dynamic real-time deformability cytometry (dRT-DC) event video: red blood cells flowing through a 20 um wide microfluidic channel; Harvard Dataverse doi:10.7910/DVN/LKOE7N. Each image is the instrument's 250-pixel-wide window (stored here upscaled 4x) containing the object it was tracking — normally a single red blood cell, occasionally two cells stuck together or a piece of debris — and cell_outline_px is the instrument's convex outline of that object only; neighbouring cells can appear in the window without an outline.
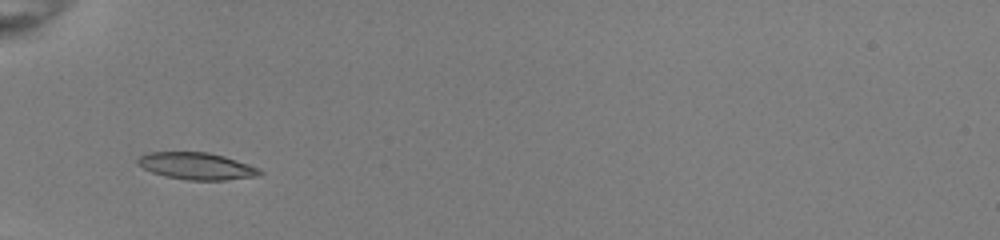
{"species": "common noctule bat (a hibernating species)", "species_latin": "Nyctalus noctula", "temperature_condition": "room temperature", "stored_images_in_passage": 34, "camera_frame_rate_fps": 3000, "um_per_image_px": 0.085, "animal": {"sex": "female", "body_mass_g": 22.0, "forearm_length_mm": 56.7}, "frame": {"image": 1, "passage_image": 1, "time_ms": 0.0, "image_size_px": [1000, 240], "cell_outline_px": [[264, 172], [256, 176], [224, 180], [184, 180], [152, 172], [136, 164], [136, 160], [140, 156], [148, 152], [208, 152], [224, 156], [260, 168]], "centroid_in_image_um": [16.71, 14.11], "position_along_channel_um": 68.3, "area_um2": 19.13}}
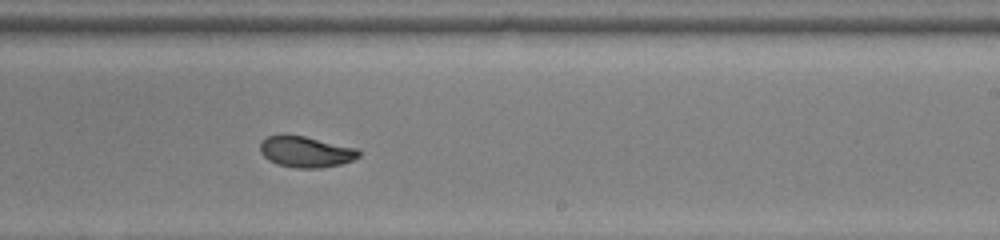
{"frame": {"image": 2, "passage_image": 16, "time_ms": 5.0, "image_size_px": [1000, 240], "cell_outline_px": [[360, 156], [352, 160], [340, 164], [320, 168], [296, 168], [276, 164], [268, 160], [260, 152], [260, 140], [268, 136], [280, 132], [284, 132], [304, 136], [356, 148], [360, 152]], "centroid_in_image_um": [25.92, 12.87], "position_along_channel_um": 263.1, "area_um2": 18.21}}
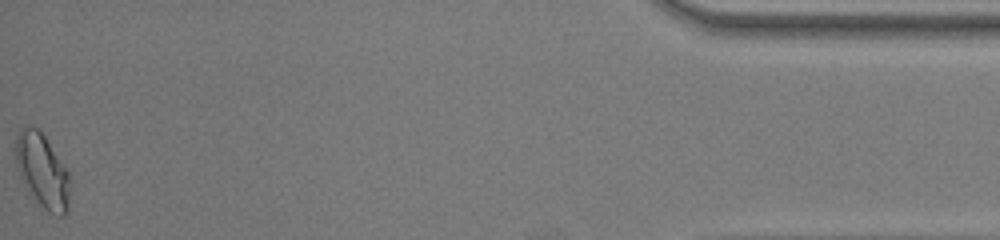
{"frame": {"image": 3, "passage_image": 34, "time_ms": 11.0, "image_size_px": [1000, 240], "cell_outline_px": [[68, 208], [64, 216], [60, 216], [48, 212], [32, 200], [28, 196], [16, 168], [16, 136], [20, 128], [36, 128], [44, 136], [68, 172]], "centroid_in_image_um": [3.55, 14.6], "position_along_channel_um": 431.6, "area_um2": 23.29}, "authors_computed_cell_mechanics": {"area_um2": 18.5249, "velocity_mm_per_s": 4.0016, "shape_relaxation_time_tau1_ms": 5.7562, "shape_relaxation_time_tau2_ms": 1.3336, "deformation_change_tau1": 0.1724, "deformation_change_tau2": 0.0394}}